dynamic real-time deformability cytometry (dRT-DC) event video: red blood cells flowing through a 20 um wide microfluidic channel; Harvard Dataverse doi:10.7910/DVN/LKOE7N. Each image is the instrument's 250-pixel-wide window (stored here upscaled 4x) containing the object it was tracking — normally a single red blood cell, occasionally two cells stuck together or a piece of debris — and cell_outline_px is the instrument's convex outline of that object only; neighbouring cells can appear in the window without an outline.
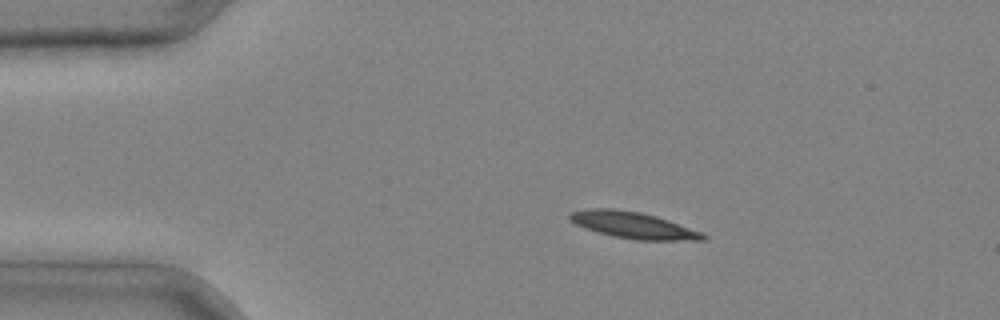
{"species": "common noctule bat (a hibernating species)", "species_latin": "Nyctalus noctula", "temperature_condition": "cold", "stored_images_in_passage": 3, "camera_frame_rate_fps": 3000, "um_per_image_px": 0.085, "animal": {"sex": "male", "body_mass_g": 20.4}, "frame": {"image": 1, "passage_image": 2, "time_ms": 0.333, "image_size_px": [1000, 320], "cell_outline_px": [[708, 240], [636, 240], [612, 236], [584, 228], [576, 224], [568, 216], [572, 212], [588, 208], [612, 208], [640, 212], [656, 216], [668, 220], [700, 232], [708, 236]], "centroid_in_image_um": [53.82, 19.14], "position_along_channel_um": 31.2, "area_um2": 20.4}}